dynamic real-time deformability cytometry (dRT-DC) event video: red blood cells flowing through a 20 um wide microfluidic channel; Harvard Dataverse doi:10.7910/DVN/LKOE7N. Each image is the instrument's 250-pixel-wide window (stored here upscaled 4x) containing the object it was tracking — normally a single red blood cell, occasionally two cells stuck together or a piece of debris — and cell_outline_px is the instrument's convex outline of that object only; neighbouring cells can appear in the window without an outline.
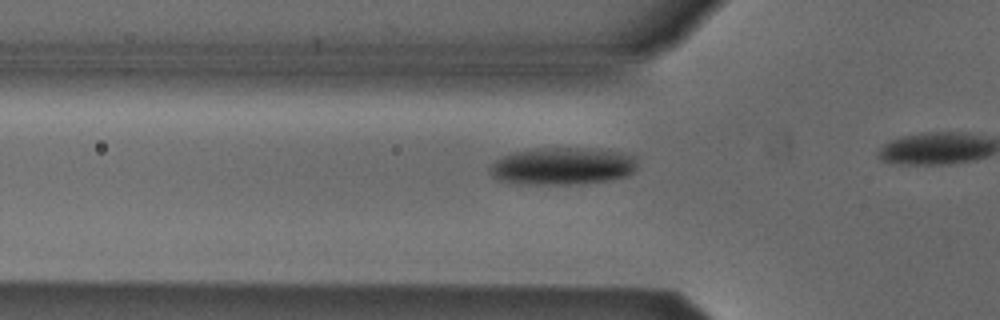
{"species": "Egyptian fruit bat (a non-hibernating species)", "species_latin": "Rousettus aegyptiacus", "temperature_condition": "cold", "stored_images_in_passage": 17, "camera_frame_rate_fps": 3000, "um_per_image_px": 0.085, "animal": {"sex": "male"}, "frame": {"image": 1, "passage_image": 12, "time_ms": 3.667, "image_size_px": [1000, 320], "cell_outline_px": [[636, 168], [628, 176], [608, 180], [576, 184], [516, 184], [496, 180], [488, 172], [488, 168], [496, 160], [512, 152], [536, 148], [576, 148], [620, 152], [636, 156]], "centroid_in_image_um": [47.76, 14.13], "position_along_channel_um": 78.0, "area_um2": 32.19}}
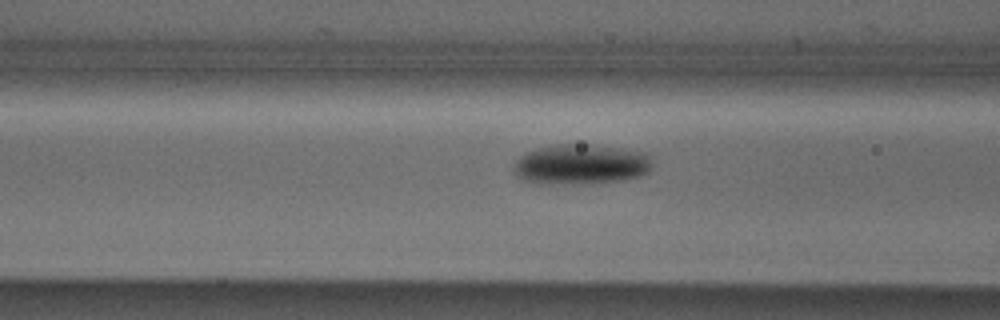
{"frame": {"image": 2, "passage_image": 15, "time_ms": 4.667, "image_size_px": [1000, 320], "cell_outline_px": [[652, 164], [648, 172], [640, 176], [616, 180], [552, 184], [536, 184], [524, 180], [516, 176], [512, 168], [516, 160], [524, 152], [536, 148], [556, 144], [588, 144], [620, 148], [644, 152], [652, 160]], "centroid_in_image_um": [49.3, 13.95], "position_along_channel_um": 117.3, "area_um2": 32.31}}